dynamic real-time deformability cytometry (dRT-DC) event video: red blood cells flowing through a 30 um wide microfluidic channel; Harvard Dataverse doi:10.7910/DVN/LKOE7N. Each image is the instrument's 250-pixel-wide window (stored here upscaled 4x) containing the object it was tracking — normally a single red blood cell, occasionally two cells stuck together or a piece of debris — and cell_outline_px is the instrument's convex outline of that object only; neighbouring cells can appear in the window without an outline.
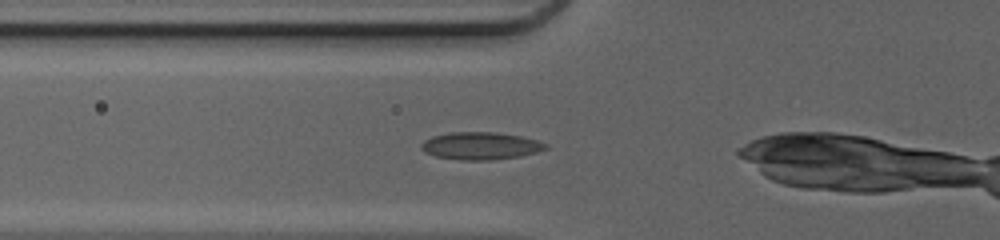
{"species": "common noctule bat (a hibernating species)", "species_latin": "Nyctalus noctula", "temperature_condition": "cold", "stored_images_in_passage": 26, "camera_frame_rate_fps": 3000, "um_per_image_px": 0.085, "animal": {"sex": "female", "body_mass_g": 20.0, "forearm_length_mm": 54.0}, "frame": {"image": 1, "passage_image": 2, "time_ms": 0.333, "image_size_px": [1000, 240], "cell_outline_px": [[548, 148], [536, 152], [520, 156], [492, 160], [460, 160], [436, 156], [424, 152], [420, 148], [420, 144], [424, 140], [432, 136], [448, 132], [496, 132], [520, 136], [536, 140], [548, 144]], "centroid_in_image_um": [40.82, 12.39], "position_along_channel_um": 85.0, "area_um2": 20.0}}
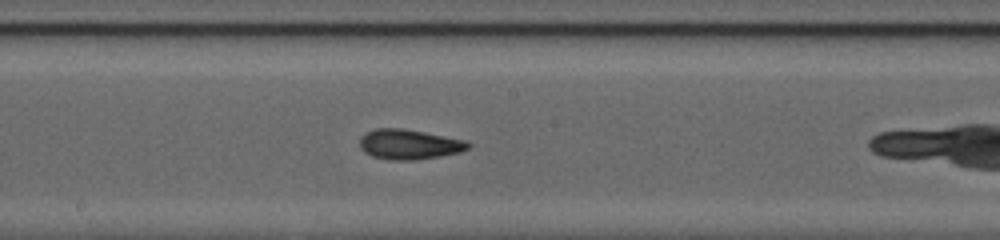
{"frame": {"image": 2, "passage_image": 11, "time_ms": 3.333, "image_size_px": [1000, 240], "cell_outline_px": [[472, 144], [468, 148], [460, 152], [440, 156], [416, 160], [388, 160], [372, 156], [364, 152], [360, 148], [360, 136], [364, 132], [376, 128], [404, 128], [464, 140]], "centroid_in_image_um": [34.73, 12.27], "position_along_channel_um": 213.5, "area_um2": 19.07}}
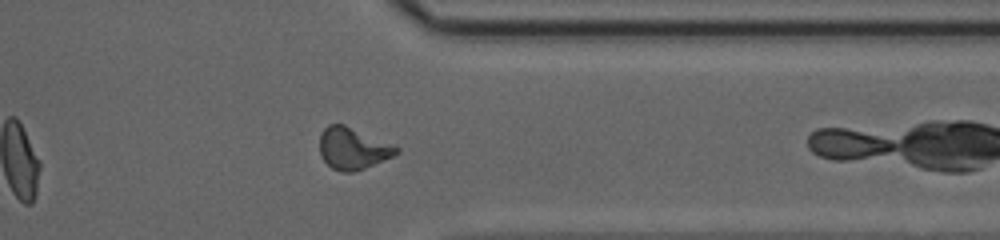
{"frame": {"image": 3, "passage_image": 23, "time_ms": 7.333, "image_size_px": [1000, 240], "cell_outline_px": [[400, 152], [392, 156], [364, 168], [352, 172], [340, 172], [332, 168], [320, 156], [320, 132], [328, 124], [344, 124], [400, 148]], "centroid_in_image_um": [29.95, 12.61], "position_along_channel_um": 381.5, "area_um2": 18.44}, "authors_computed_cell_mechanics": {"area_um2": 18.4093, "velocity_mm_per_s": 4.2647, "shape_relaxation_time_tau1_ms": 6.626, "shape_relaxation_time_tau2_ms": 1.8018, "deformation_change_tau1": 0.1491, "deformation_change_tau2": 0.0785}}